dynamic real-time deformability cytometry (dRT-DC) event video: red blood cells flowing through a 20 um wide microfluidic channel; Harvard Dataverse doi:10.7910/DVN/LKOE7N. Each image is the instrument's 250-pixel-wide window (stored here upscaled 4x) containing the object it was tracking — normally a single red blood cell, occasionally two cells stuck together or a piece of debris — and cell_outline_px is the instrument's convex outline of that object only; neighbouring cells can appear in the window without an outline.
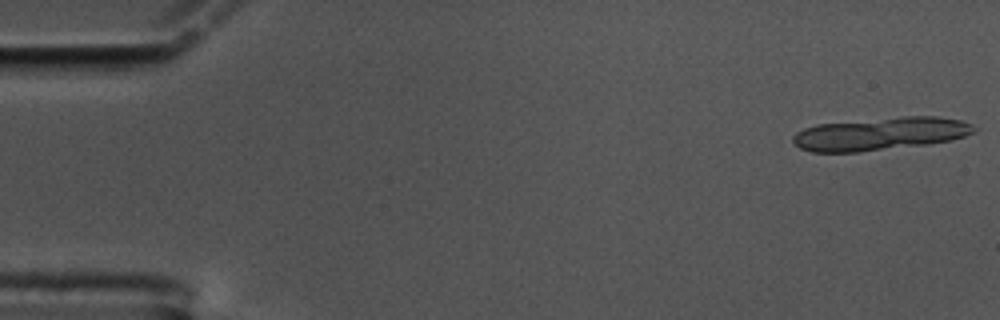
{"species": "common noctule bat (a hibernating species)", "species_latin": "Nyctalus noctula", "temperature_condition": "cold", "stored_images_in_passage": 18, "camera_frame_rate_fps": 3000, "um_per_image_px": 0.085, "animal": {"sex": "male", "body_mass_g": 17.5, "forearm_length_mm": 52.3}, "frame": {"image": 1, "passage_image": 1, "time_ms": 0.0, "image_size_px": [1000, 320], "cell_outline_px": [[976, 132], [952, 140], [928, 144], [860, 152], [812, 152], [800, 148], [792, 140], [792, 136], [796, 132], [804, 128], [816, 124], [900, 116], [940, 116], [960, 120], [972, 124], [976, 128]], "centroid_in_image_um": [74.84, 11.36], "position_along_channel_um": 10.2, "area_um2": 35.03}}